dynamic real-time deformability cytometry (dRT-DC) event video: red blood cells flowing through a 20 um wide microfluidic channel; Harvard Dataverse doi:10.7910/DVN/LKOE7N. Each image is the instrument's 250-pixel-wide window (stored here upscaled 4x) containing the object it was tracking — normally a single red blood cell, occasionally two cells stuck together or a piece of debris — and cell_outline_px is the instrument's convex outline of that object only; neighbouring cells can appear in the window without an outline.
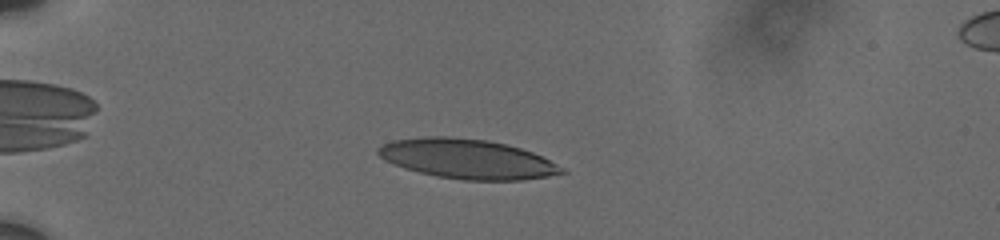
{"species": "human", "species_latin": "Homo sapiens", "temperature_condition": "cold", "stored_images_in_passage": 46, "camera_frame_rate_fps": 3000, "um_per_image_px": 0.085, "donor": {"sex": "male"}, "frame": {"image": 1, "passage_image": 8, "time_ms": 2.333, "image_size_px": [1000, 240], "cell_outline_px": [[568, 172], [548, 176], [520, 180], [464, 180], [436, 176], [404, 168], [392, 164], [384, 160], [376, 152], [376, 148], [380, 144], [392, 140], [424, 136], [448, 136], [488, 140], [520, 148], [532, 152], [564, 168]], "centroid_in_image_um": [39.65, 13.5], "position_along_channel_um": 45.4, "area_um2": 42.43}}
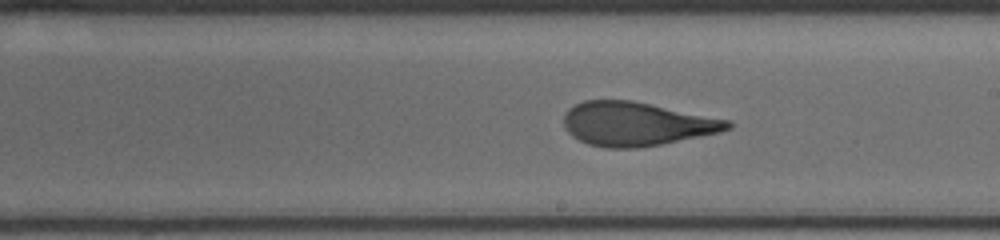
{"frame": {"image": 2, "passage_image": 27, "time_ms": 8.667, "image_size_px": [1000, 240], "cell_outline_px": [[732, 128], [720, 132], [660, 144], [636, 148], [604, 148], [588, 144], [572, 136], [564, 128], [564, 116], [568, 108], [584, 100], [632, 100], [732, 120]], "centroid_in_image_um": [54.1, 10.52], "position_along_channel_um": 234.9, "area_um2": 41.91}}
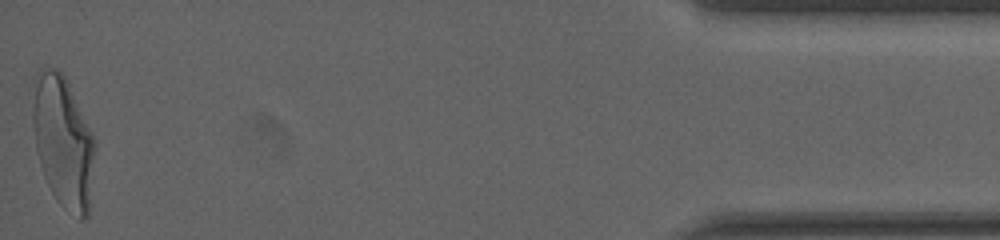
{"frame": {"image": 3, "passage_image": 46, "time_ms": 16.0, "image_size_px": [1000, 240], "cell_outline_px": [[96, 148], [88, 216], [84, 220], [80, 220], [64, 208], [56, 200], [44, 176], [40, 164], [36, 148], [28, 92], [32, 80], [36, 72], [44, 64], [56, 68], [68, 80], [92, 132], [96, 144]], "centroid_in_image_um": [5.32, 11.93], "position_along_channel_um": 429.9, "area_um2": 49.25}, "authors_computed_cell_mechanics": {"area_um2": 42.1073, "velocity_mm_per_s": 3.705, "shape_relaxation_time_tau1_ms": 7.4843, "shape_relaxation_time_tau2_ms": 1.1232, "deformation_change_tau1": 0.2611, "deformation_change_tau2": 0.1021}}